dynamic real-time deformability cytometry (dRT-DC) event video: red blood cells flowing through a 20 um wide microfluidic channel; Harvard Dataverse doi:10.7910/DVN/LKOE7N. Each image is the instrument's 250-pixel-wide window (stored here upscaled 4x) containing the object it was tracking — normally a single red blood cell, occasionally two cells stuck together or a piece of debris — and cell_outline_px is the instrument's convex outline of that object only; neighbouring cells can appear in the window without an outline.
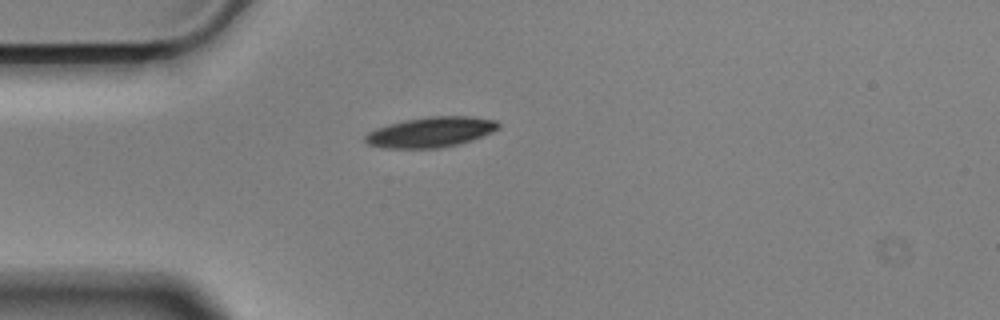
{"species": "Egyptian fruit bat (a non-hibernating species)", "species_latin": "Rousettus aegyptiacus", "temperature_condition": "cold", "stored_images_in_passage": 38, "camera_frame_rate_fps": 3000, "um_per_image_px": 0.085, "animal": {"sex": "male"}, "frame": {"image": 1, "passage_image": 1, "time_ms": 0.0, "image_size_px": [1000, 320], "cell_outline_px": [[500, 128], [484, 136], [460, 144], [440, 148], [384, 148], [368, 144], [364, 140], [364, 136], [368, 132], [376, 128], [388, 124], [404, 120], [428, 116], [472, 116], [496, 120], [500, 124]], "centroid_in_image_um": [36.64, 11.22], "position_along_channel_um": 48.4, "area_um2": 23.76}}
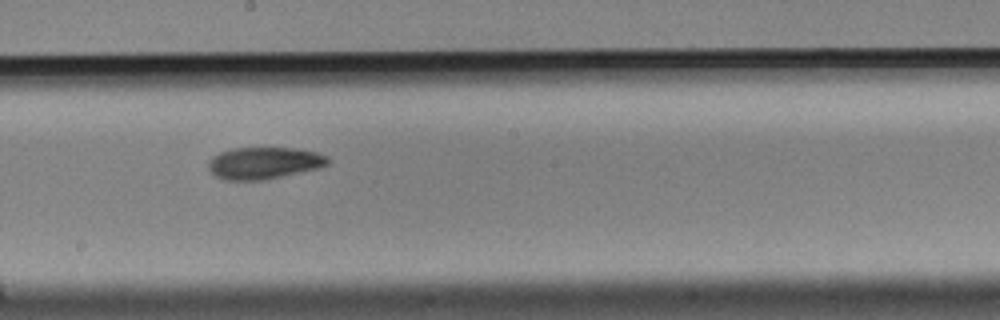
{"frame": {"image": 2, "passage_image": 17, "time_ms": 5.333, "image_size_px": [1000, 320], "cell_outline_px": [[328, 164], [320, 168], [264, 180], [224, 180], [216, 176], [208, 168], [208, 160], [212, 156], [220, 152], [232, 148], [296, 148], [316, 152], [328, 156]], "centroid_in_image_um": [22.43, 13.85], "position_along_channel_um": 225.8, "area_um2": 22.31}}
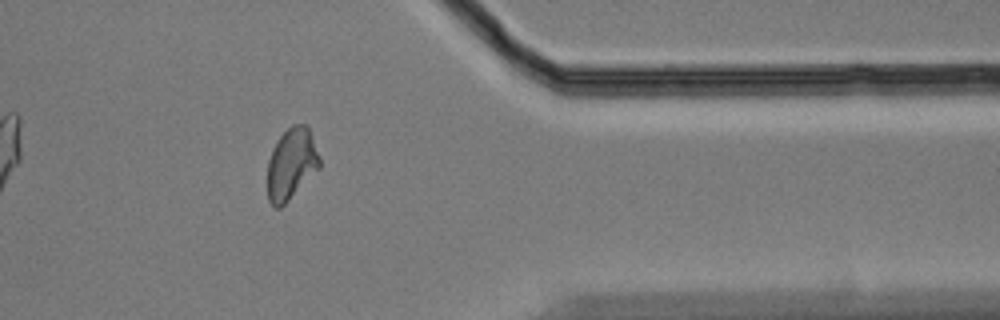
{"frame": {"image": 3, "passage_image": 32, "time_ms": 10.333, "image_size_px": [1000, 320], "cell_outline_px": [[320, 168], [280, 208], [276, 208], [268, 200], [268, 160], [280, 136], [292, 124], [308, 124], [320, 160]], "centroid_in_image_um": [24.78, 13.92], "position_along_channel_um": 386.6, "area_um2": 21.39}, "authors_computed_cell_mechanics": {"area_um2": 22.4842, "velocity_mm_per_s": 3.5449, "shape_relaxation_time_tau1_ms": 4.2656, "shape_relaxation_time_tau2_ms": 11.2174, "deformation_change_tau1": 0.1327, "deformation_change_tau2": 0.1787}}